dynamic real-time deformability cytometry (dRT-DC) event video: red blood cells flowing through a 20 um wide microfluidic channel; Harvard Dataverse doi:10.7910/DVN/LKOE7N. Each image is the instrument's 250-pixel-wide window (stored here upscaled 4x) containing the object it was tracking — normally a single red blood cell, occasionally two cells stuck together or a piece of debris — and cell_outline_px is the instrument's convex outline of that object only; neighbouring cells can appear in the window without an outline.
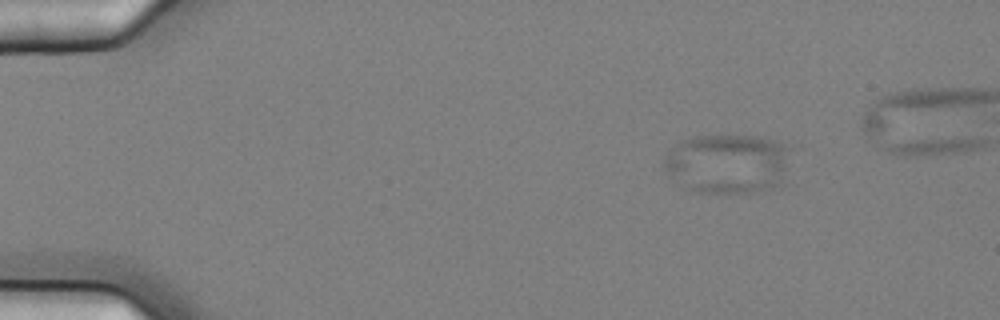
{"species": "common noctule bat (a hibernating species)", "species_latin": "Nyctalus noctula", "temperature_condition": "cold", "stored_images_in_passage": 5, "camera_frame_rate_fps": 3000, "um_per_image_px": 0.085, "animal": {"sex": "female", "body_mass_g": 25.1}, "frame": {"image": 1, "passage_image": 1, "time_ms": 0.0, "image_size_px": [1000, 320], "cell_outline_px": [[792, 148], [784, 184], [780, 188], [756, 192], [700, 192], [692, 188], [664, 168], [664, 156], [680, 140], [696, 136], [760, 136], [776, 140]], "centroid_in_image_um": [62.01, 13.88], "position_along_channel_um": 23.0, "area_um2": 44.04}}